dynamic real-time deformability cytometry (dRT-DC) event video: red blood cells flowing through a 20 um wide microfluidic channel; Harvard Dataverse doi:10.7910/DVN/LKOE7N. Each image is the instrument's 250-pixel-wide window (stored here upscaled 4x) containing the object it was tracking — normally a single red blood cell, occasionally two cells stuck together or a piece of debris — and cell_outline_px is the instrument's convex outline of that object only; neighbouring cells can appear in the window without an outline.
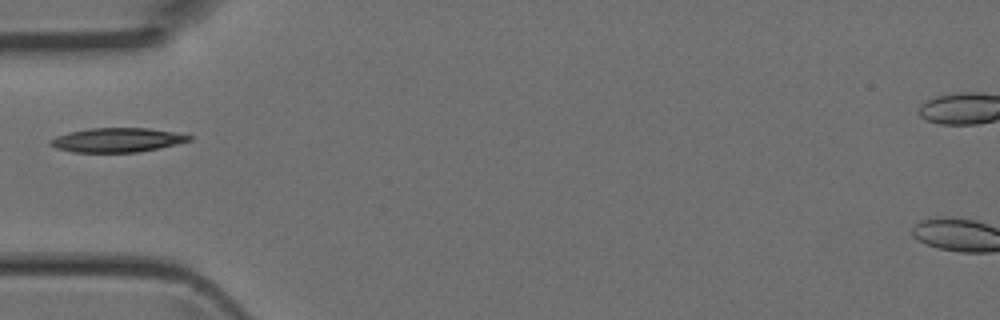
{"species": "Egyptian fruit bat (a non-hibernating species)", "species_latin": "Rousettus aegyptiacus", "temperature_condition": "room temperature", "stored_images_in_passage": 4, "camera_frame_rate_fps": 3000, "um_per_image_px": 0.085, "animal": {"sex": "female"}, "frame": {"image": 1, "passage_image": 4, "time_ms": 1.0, "image_size_px": [1000, 320], "cell_outline_px": [[192, 140], [176, 144], [136, 152], [72, 152], [56, 148], [48, 144], [48, 140], [56, 136], [68, 132], [92, 128], [148, 128], [172, 132], [192, 136]], "centroid_in_image_um": [9.89, 11.9], "position_along_channel_um": 75.1, "area_um2": 19.42}}